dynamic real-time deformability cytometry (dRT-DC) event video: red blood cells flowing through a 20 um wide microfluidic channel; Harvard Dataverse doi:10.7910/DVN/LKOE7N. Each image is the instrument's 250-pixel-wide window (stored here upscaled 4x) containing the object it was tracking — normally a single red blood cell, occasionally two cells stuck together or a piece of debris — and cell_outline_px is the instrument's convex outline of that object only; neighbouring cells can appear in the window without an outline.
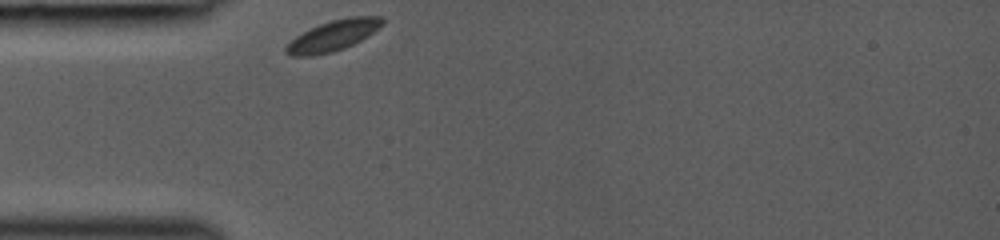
{"species": "common noctule bat (a hibernating species)", "species_latin": "Nyctalus noctula", "temperature_condition": "room temperature", "stored_images_in_passage": 27, "camera_frame_rate_fps": 3000, "um_per_image_px": 0.085, "animal": {"sex": "female", "body_mass_g": 19.0, "forearm_length_mm": 53.3}, "frame": {"image": 1, "passage_image": 1, "time_ms": 0.0, "image_size_px": [1000, 240], "cell_outline_px": [[384, 24], [368, 36], [344, 48], [332, 52], [312, 56], [292, 56], [284, 52], [284, 48], [296, 36], [320, 24], [332, 20], [348, 16], [384, 16]], "centroid_in_image_um": [28.35, 3.02], "position_along_channel_um": 56.7, "area_um2": 17.11}}
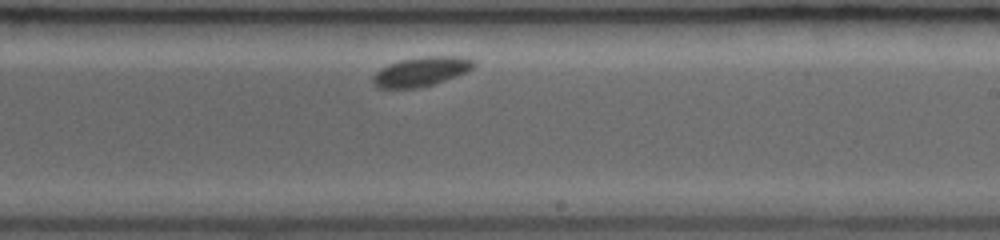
{"frame": {"image": 2, "passage_image": 16, "time_ms": 5.0, "image_size_px": [1000, 240], "cell_outline_px": [[476, 64], [468, 72], [420, 88], [376, 88], [372, 84], [372, 76], [380, 68], [388, 64], [400, 60], [424, 56], [464, 56], [476, 60]], "centroid_in_image_um": [35.8, 6.07], "position_along_channel_um": 253.2, "area_um2": 17.51}}
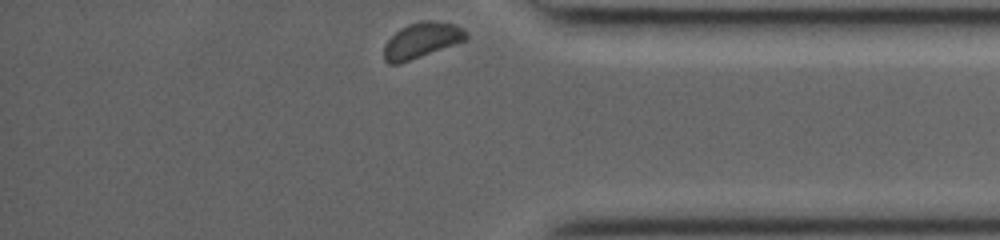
{"frame": {"image": 3, "passage_image": 27, "time_ms": 8.667, "image_size_px": [1000, 240], "cell_outline_px": [[468, 40], [400, 64], [388, 64], [384, 60], [384, 44], [400, 28], [408, 24], [420, 20], [432, 20], [452, 24], [464, 28], [468, 36]], "centroid_in_image_um": [35.85, 3.43], "position_along_channel_um": 399.3, "area_um2": 17.22}}